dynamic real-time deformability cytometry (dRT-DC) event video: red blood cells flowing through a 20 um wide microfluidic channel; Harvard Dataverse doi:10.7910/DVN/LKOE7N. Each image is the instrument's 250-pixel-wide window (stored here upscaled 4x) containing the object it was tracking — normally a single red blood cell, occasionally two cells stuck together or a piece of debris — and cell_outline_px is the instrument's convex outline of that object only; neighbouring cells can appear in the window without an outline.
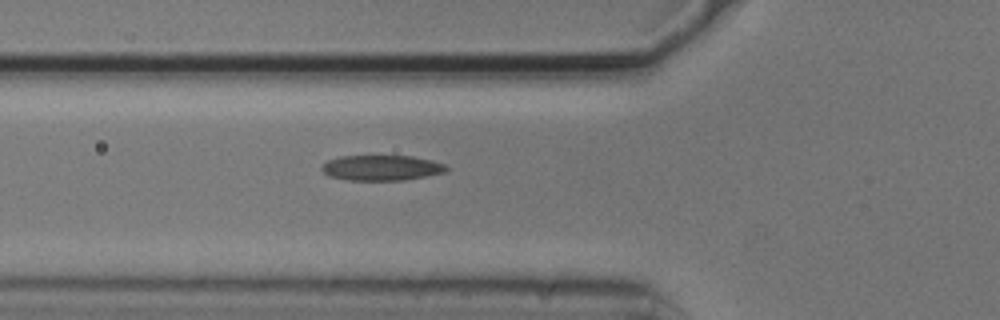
{"species": "common noctule bat (a hibernating species)", "species_latin": "Nyctalus noctula", "temperature_condition": "cold", "stored_images_in_passage": 6, "camera_frame_rate_fps": 3000, "um_per_image_px": 0.085, "animal": {"sex": "male", "body_mass_g": 20.5, "forearm_length_mm": 52.5}, "frame": {"image": 1, "passage_image": 6, "time_ms": 1.667, "image_size_px": [1000, 320], "cell_outline_px": [[448, 168], [444, 172], [404, 180], [348, 180], [328, 176], [320, 168], [328, 160], [340, 156], [412, 156], [432, 160], [444, 164]], "centroid_in_image_um": [32.4, 14.26], "position_along_channel_um": 93.4, "area_um2": 18.26}}